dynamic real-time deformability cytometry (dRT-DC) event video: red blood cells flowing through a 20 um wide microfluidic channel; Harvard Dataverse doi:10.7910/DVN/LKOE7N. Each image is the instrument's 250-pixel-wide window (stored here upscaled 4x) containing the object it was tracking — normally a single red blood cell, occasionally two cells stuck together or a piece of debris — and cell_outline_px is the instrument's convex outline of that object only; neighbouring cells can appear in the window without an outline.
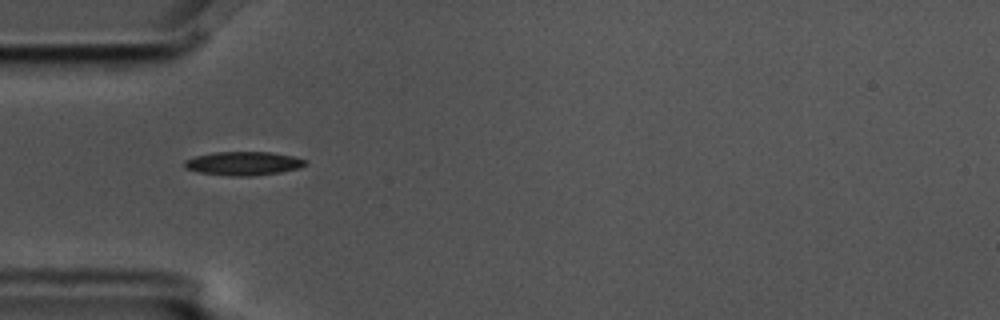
{"species": "common noctule bat (a hibernating species)", "species_latin": "Nyctalus noctula", "temperature_condition": "cold", "stored_images_in_passage": 8, "camera_frame_rate_fps": 3000, "um_per_image_px": 0.085, "animal": {"sex": "male", "body_mass_g": 17.5, "forearm_length_mm": 52.3}, "frame": {"image": 1, "passage_image": 2, "time_ms": 0.333, "image_size_px": [1000, 320], "cell_outline_px": [[308, 164], [300, 168], [280, 172], [252, 176], [228, 176], [200, 172], [184, 168], [184, 160], [196, 156], [216, 152], [268, 152], [292, 156], [308, 160]], "centroid_in_image_um": [20.71, 13.89], "position_along_channel_um": 64.3, "area_um2": 16.7}}
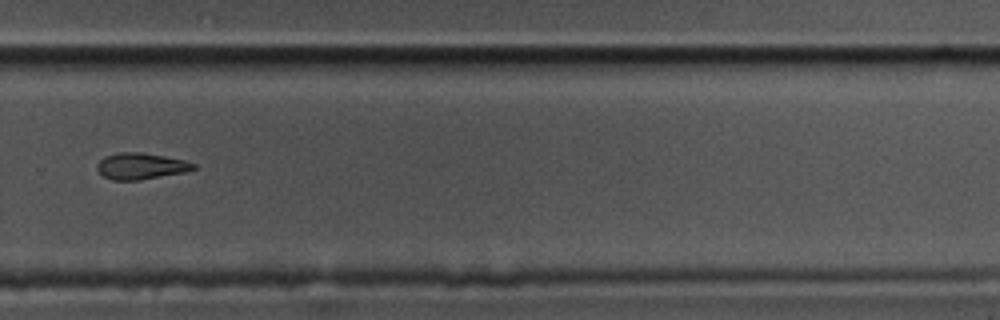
{"frame": {"image": 2, "passage_image": 8, "time_ms": 2.333, "image_size_px": [1000, 320], "cell_outline_px": [[196, 168], [188, 172], [140, 180], [112, 180], [104, 176], [96, 168], [96, 164], [104, 156], [120, 152], [140, 152], [164, 156], [184, 160], [196, 164]], "centroid_in_image_um": [11.99, 14.12], "position_along_channel_um": 317.8, "area_um2": 14.91}}